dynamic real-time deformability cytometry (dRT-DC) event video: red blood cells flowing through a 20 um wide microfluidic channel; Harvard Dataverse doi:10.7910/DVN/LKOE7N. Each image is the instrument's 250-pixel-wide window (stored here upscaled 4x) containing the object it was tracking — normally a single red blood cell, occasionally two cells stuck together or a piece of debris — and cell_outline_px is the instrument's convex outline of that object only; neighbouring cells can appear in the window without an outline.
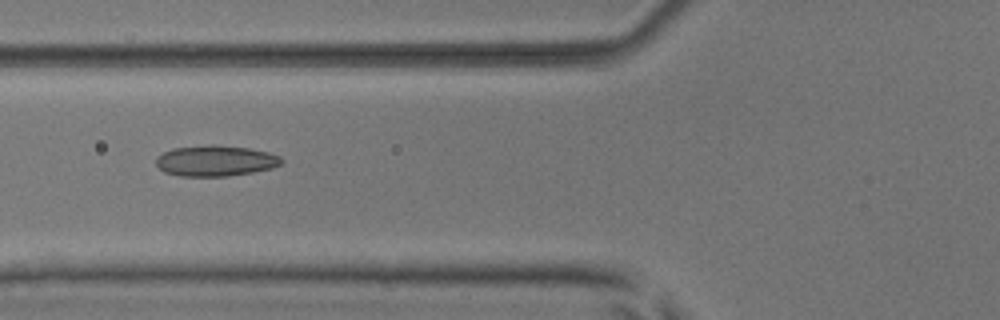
{"species": "common noctule bat (a hibernating species)", "species_latin": "Nyctalus noctula", "temperature_condition": "room temperature", "stored_images_in_passage": 8, "camera_frame_rate_fps": 3000, "um_per_image_px": 0.085, "animal": {"sex": "male", "body_mass_g": 17.9, "forearm_length_mm": 54.2}, "frame": {"image": 1, "passage_image": 6, "time_ms": 5.667, "image_size_px": [1000, 320], "cell_outline_px": [[284, 160], [280, 164], [272, 168], [252, 172], [228, 176], [180, 176], [164, 172], [156, 164], [156, 156], [172, 148], [212, 144], [248, 148], [268, 152], [280, 156]], "centroid_in_image_um": [18.3, 13.66], "position_along_channel_um": 107.5, "area_um2": 22.54}}
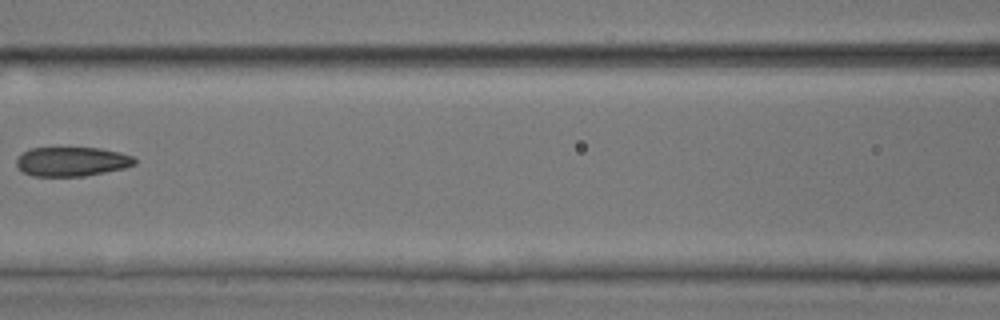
{"frame": {"image": 2, "passage_image": 7, "time_ms": 7.0, "image_size_px": [1000, 320], "cell_outline_px": [[136, 164], [124, 168], [84, 176], [32, 176], [24, 172], [16, 164], [16, 160], [24, 152], [32, 148], [100, 148], [120, 152], [132, 156], [136, 160]], "centroid_in_image_um": [6.13, 13.73], "position_along_channel_um": 160.5, "area_um2": 20.0}}
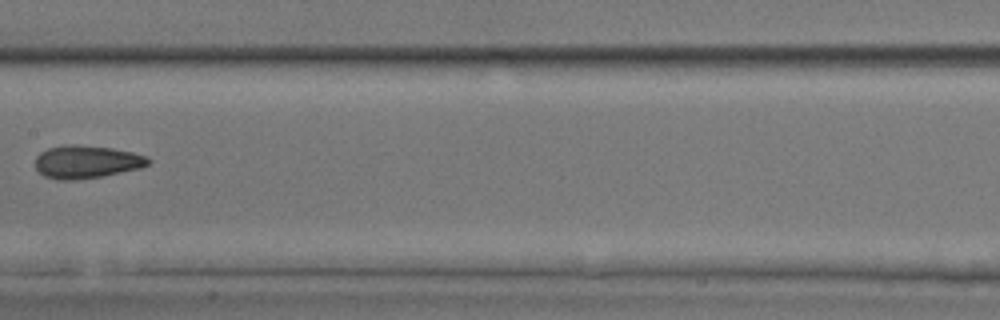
{"frame": {"image": 3, "passage_image": 8, "time_ms": 8.0, "image_size_px": [1000, 320], "cell_outline_px": [[152, 160], [148, 164], [140, 168], [100, 176], [72, 180], [60, 180], [44, 176], [36, 168], [36, 156], [40, 152], [48, 148], [64, 144], [72, 144], [112, 148], [132, 152], [148, 156]], "centroid_in_image_um": [7.35, 13.74], "position_along_channel_um": 200.0, "area_um2": 21.56}}